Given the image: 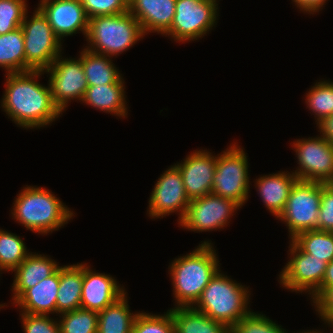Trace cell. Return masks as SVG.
I'll return each instance as SVG.
<instances>
[{
	"instance_id": "6",
	"label": "cell",
	"mask_w": 333,
	"mask_h": 333,
	"mask_svg": "<svg viewBox=\"0 0 333 333\" xmlns=\"http://www.w3.org/2000/svg\"><path fill=\"white\" fill-rule=\"evenodd\" d=\"M236 142L217 154L211 193L233 200L242 207L249 198L248 156Z\"/></svg>"
},
{
	"instance_id": "29",
	"label": "cell",
	"mask_w": 333,
	"mask_h": 333,
	"mask_svg": "<svg viewBox=\"0 0 333 333\" xmlns=\"http://www.w3.org/2000/svg\"><path fill=\"white\" fill-rule=\"evenodd\" d=\"M30 253L20 236L0 229L1 271H14Z\"/></svg>"
},
{
	"instance_id": "10",
	"label": "cell",
	"mask_w": 333,
	"mask_h": 333,
	"mask_svg": "<svg viewBox=\"0 0 333 333\" xmlns=\"http://www.w3.org/2000/svg\"><path fill=\"white\" fill-rule=\"evenodd\" d=\"M44 73H50L47 83L51 88L53 102L61 113L71 100L82 102L88 83L80 57L63 58L60 54Z\"/></svg>"
},
{
	"instance_id": "23",
	"label": "cell",
	"mask_w": 333,
	"mask_h": 333,
	"mask_svg": "<svg viewBox=\"0 0 333 333\" xmlns=\"http://www.w3.org/2000/svg\"><path fill=\"white\" fill-rule=\"evenodd\" d=\"M83 286V263L59 267V288L57 293V315L79 309Z\"/></svg>"
},
{
	"instance_id": "42",
	"label": "cell",
	"mask_w": 333,
	"mask_h": 333,
	"mask_svg": "<svg viewBox=\"0 0 333 333\" xmlns=\"http://www.w3.org/2000/svg\"><path fill=\"white\" fill-rule=\"evenodd\" d=\"M326 186L333 191V177L326 183Z\"/></svg>"
},
{
	"instance_id": "20",
	"label": "cell",
	"mask_w": 333,
	"mask_h": 333,
	"mask_svg": "<svg viewBox=\"0 0 333 333\" xmlns=\"http://www.w3.org/2000/svg\"><path fill=\"white\" fill-rule=\"evenodd\" d=\"M57 263L47 255L31 252L13 271L12 300L15 302L27 289L51 276L60 267Z\"/></svg>"
},
{
	"instance_id": "26",
	"label": "cell",
	"mask_w": 333,
	"mask_h": 333,
	"mask_svg": "<svg viewBox=\"0 0 333 333\" xmlns=\"http://www.w3.org/2000/svg\"><path fill=\"white\" fill-rule=\"evenodd\" d=\"M78 57L82 60L88 86L113 84L122 76L111 60L112 57L94 53L87 48H83Z\"/></svg>"
},
{
	"instance_id": "43",
	"label": "cell",
	"mask_w": 333,
	"mask_h": 333,
	"mask_svg": "<svg viewBox=\"0 0 333 333\" xmlns=\"http://www.w3.org/2000/svg\"><path fill=\"white\" fill-rule=\"evenodd\" d=\"M299 333H323L321 330H307V331H303V332H299Z\"/></svg>"
},
{
	"instance_id": "39",
	"label": "cell",
	"mask_w": 333,
	"mask_h": 333,
	"mask_svg": "<svg viewBox=\"0 0 333 333\" xmlns=\"http://www.w3.org/2000/svg\"><path fill=\"white\" fill-rule=\"evenodd\" d=\"M295 6L300 9L301 12L306 14H316L323 9V5L328 0H292Z\"/></svg>"
},
{
	"instance_id": "27",
	"label": "cell",
	"mask_w": 333,
	"mask_h": 333,
	"mask_svg": "<svg viewBox=\"0 0 333 333\" xmlns=\"http://www.w3.org/2000/svg\"><path fill=\"white\" fill-rule=\"evenodd\" d=\"M0 67L6 73L26 72L24 35L21 27L0 35Z\"/></svg>"
},
{
	"instance_id": "36",
	"label": "cell",
	"mask_w": 333,
	"mask_h": 333,
	"mask_svg": "<svg viewBox=\"0 0 333 333\" xmlns=\"http://www.w3.org/2000/svg\"><path fill=\"white\" fill-rule=\"evenodd\" d=\"M24 333H60L59 323L49 315L20 313Z\"/></svg>"
},
{
	"instance_id": "34",
	"label": "cell",
	"mask_w": 333,
	"mask_h": 333,
	"mask_svg": "<svg viewBox=\"0 0 333 333\" xmlns=\"http://www.w3.org/2000/svg\"><path fill=\"white\" fill-rule=\"evenodd\" d=\"M27 7L26 0H0V35L21 27Z\"/></svg>"
},
{
	"instance_id": "7",
	"label": "cell",
	"mask_w": 333,
	"mask_h": 333,
	"mask_svg": "<svg viewBox=\"0 0 333 333\" xmlns=\"http://www.w3.org/2000/svg\"><path fill=\"white\" fill-rule=\"evenodd\" d=\"M28 11L21 24L24 35L26 72L46 70L62 54V41L54 33L46 16L37 7L28 18Z\"/></svg>"
},
{
	"instance_id": "37",
	"label": "cell",
	"mask_w": 333,
	"mask_h": 333,
	"mask_svg": "<svg viewBox=\"0 0 333 333\" xmlns=\"http://www.w3.org/2000/svg\"><path fill=\"white\" fill-rule=\"evenodd\" d=\"M317 230L333 232V191L322 183Z\"/></svg>"
},
{
	"instance_id": "2",
	"label": "cell",
	"mask_w": 333,
	"mask_h": 333,
	"mask_svg": "<svg viewBox=\"0 0 333 333\" xmlns=\"http://www.w3.org/2000/svg\"><path fill=\"white\" fill-rule=\"evenodd\" d=\"M213 243L203 241L197 248L175 258L168 266L172 280L175 307H192L205 287L220 270Z\"/></svg>"
},
{
	"instance_id": "1",
	"label": "cell",
	"mask_w": 333,
	"mask_h": 333,
	"mask_svg": "<svg viewBox=\"0 0 333 333\" xmlns=\"http://www.w3.org/2000/svg\"><path fill=\"white\" fill-rule=\"evenodd\" d=\"M42 74L44 70L6 74L0 103L18 127L31 130L45 127L61 117V111L53 102L50 85L43 86L37 81Z\"/></svg>"
},
{
	"instance_id": "44",
	"label": "cell",
	"mask_w": 333,
	"mask_h": 333,
	"mask_svg": "<svg viewBox=\"0 0 333 333\" xmlns=\"http://www.w3.org/2000/svg\"><path fill=\"white\" fill-rule=\"evenodd\" d=\"M0 273L2 274L1 270H0ZM5 306H7V305H5V303H4V304H0V308H1V309H2L3 307H5Z\"/></svg>"
},
{
	"instance_id": "15",
	"label": "cell",
	"mask_w": 333,
	"mask_h": 333,
	"mask_svg": "<svg viewBox=\"0 0 333 333\" xmlns=\"http://www.w3.org/2000/svg\"><path fill=\"white\" fill-rule=\"evenodd\" d=\"M217 155L208 150H194L176 163L179 168L189 200L201 198L211 193Z\"/></svg>"
},
{
	"instance_id": "33",
	"label": "cell",
	"mask_w": 333,
	"mask_h": 333,
	"mask_svg": "<svg viewBox=\"0 0 333 333\" xmlns=\"http://www.w3.org/2000/svg\"><path fill=\"white\" fill-rule=\"evenodd\" d=\"M132 333H175L170 310L161 315L139 312Z\"/></svg>"
},
{
	"instance_id": "16",
	"label": "cell",
	"mask_w": 333,
	"mask_h": 333,
	"mask_svg": "<svg viewBox=\"0 0 333 333\" xmlns=\"http://www.w3.org/2000/svg\"><path fill=\"white\" fill-rule=\"evenodd\" d=\"M38 8L61 41L79 31L86 38L89 18L80 0H40Z\"/></svg>"
},
{
	"instance_id": "28",
	"label": "cell",
	"mask_w": 333,
	"mask_h": 333,
	"mask_svg": "<svg viewBox=\"0 0 333 333\" xmlns=\"http://www.w3.org/2000/svg\"><path fill=\"white\" fill-rule=\"evenodd\" d=\"M302 251L330 263L333 260V232L310 230L291 239Z\"/></svg>"
},
{
	"instance_id": "8",
	"label": "cell",
	"mask_w": 333,
	"mask_h": 333,
	"mask_svg": "<svg viewBox=\"0 0 333 333\" xmlns=\"http://www.w3.org/2000/svg\"><path fill=\"white\" fill-rule=\"evenodd\" d=\"M322 183L297 179L284 210L277 218L288 228L290 240L297 234L317 229Z\"/></svg>"
},
{
	"instance_id": "13",
	"label": "cell",
	"mask_w": 333,
	"mask_h": 333,
	"mask_svg": "<svg viewBox=\"0 0 333 333\" xmlns=\"http://www.w3.org/2000/svg\"><path fill=\"white\" fill-rule=\"evenodd\" d=\"M239 208L241 207L233 200L210 193L190 200L186 214L179 225L197 233L224 229L234 216L233 213Z\"/></svg>"
},
{
	"instance_id": "17",
	"label": "cell",
	"mask_w": 333,
	"mask_h": 333,
	"mask_svg": "<svg viewBox=\"0 0 333 333\" xmlns=\"http://www.w3.org/2000/svg\"><path fill=\"white\" fill-rule=\"evenodd\" d=\"M117 282L112 275L93 271L85 262L80 308L99 313L116 302L127 293Z\"/></svg>"
},
{
	"instance_id": "25",
	"label": "cell",
	"mask_w": 333,
	"mask_h": 333,
	"mask_svg": "<svg viewBox=\"0 0 333 333\" xmlns=\"http://www.w3.org/2000/svg\"><path fill=\"white\" fill-rule=\"evenodd\" d=\"M139 312H131L125 293L116 302L98 313L97 333H132Z\"/></svg>"
},
{
	"instance_id": "18",
	"label": "cell",
	"mask_w": 333,
	"mask_h": 333,
	"mask_svg": "<svg viewBox=\"0 0 333 333\" xmlns=\"http://www.w3.org/2000/svg\"><path fill=\"white\" fill-rule=\"evenodd\" d=\"M176 0H129V12L139 21L144 35H163L171 26Z\"/></svg>"
},
{
	"instance_id": "35",
	"label": "cell",
	"mask_w": 333,
	"mask_h": 333,
	"mask_svg": "<svg viewBox=\"0 0 333 333\" xmlns=\"http://www.w3.org/2000/svg\"><path fill=\"white\" fill-rule=\"evenodd\" d=\"M87 17L116 15L129 11V0H80Z\"/></svg>"
},
{
	"instance_id": "38",
	"label": "cell",
	"mask_w": 333,
	"mask_h": 333,
	"mask_svg": "<svg viewBox=\"0 0 333 333\" xmlns=\"http://www.w3.org/2000/svg\"><path fill=\"white\" fill-rule=\"evenodd\" d=\"M319 318L330 328L333 327V286L326 289L313 304Z\"/></svg>"
},
{
	"instance_id": "31",
	"label": "cell",
	"mask_w": 333,
	"mask_h": 333,
	"mask_svg": "<svg viewBox=\"0 0 333 333\" xmlns=\"http://www.w3.org/2000/svg\"><path fill=\"white\" fill-rule=\"evenodd\" d=\"M60 333H97L98 312L75 309L59 314Z\"/></svg>"
},
{
	"instance_id": "22",
	"label": "cell",
	"mask_w": 333,
	"mask_h": 333,
	"mask_svg": "<svg viewBox=\"0 0 333 333\" xmlns=\"http://www.w3.org/2000/svg\"><path fill=\"white\" fill-rule=\"evenodd\" d=\"M123 79L121 76L113 84L88 86L82 103L114 116L125 118L128 115V107Z\"/></svg>"
},
{
	"instance_id": "30",
	"label": "cell",
	"mask_w": 333,
	"mask_h": 333,
	"mask_svg": "<svg viewBox=\"0 0 333 333\" xmlns=\"http://www.w3.org/2000/svg\"><path fill=\"white\" fill-rule=\"evenodd\" d=\"M306 94V108L312 111L316 124L333 114V82L319 81L314 83Z\"/></svg>"
},
{
	"instance_id": "19",
	"label": "cell",
	"mask_w": 333,
	"mask_h": 333,
	"mask_svg": "<svg viewBox=\"0 0 333 333\" xmlns=\"http://www.w3.org/2000/svg\"><path fill=\"white\" fill-rule=\"evenodd\" d=\"M59 288V268L34 287L27 289L15 302L21 313L32 315L57 314V293Z\"/></svg>"
},
{
	"instance_id": "32",
	"label": "cell",
	"mask_w": 333,
	"mask_h": 333,
	"mask_svg": "<svg viewBox=\"0 0 333 333\" xmlns=\"http://www.w3.org/2000/svg\"><path fill=\"white\" fill-rule=\"evenodd\" d=\"M262 313L250 312L230 328V333H288Z\"/></svg>"
},
{
	"instance_id": "3",
	"label": "cell",
	"mask_w": 333,
	"mask_h": 333,
	"mask_svg": "<svg viewBox=\"0 0 333 333\" xmlns=\"http://www.w3.org/2000/svg\"><path fill=\"white\" fill-rule=\"evenodd\" d=\"M13 204L12 219L41 235L58 231L75 216L52 191L44 187L26 185Z\"/></svg>"
},
{
	"instance_id": "5",
	"label": "cell",
	"mask_w": 333,
	"mask_h": 333,
	"mask_svg": "<svg viewBox=\"0 0 333 333\" xmlns=\"http://www.w3.org/2000/svg\"><path fill=\"white\" fill-rule=\"evenodd\" d=\"M139 21L128 11L89 19L86 41L89 51L119 56L144 37Z\"/></svg>"
},
{
	"instance_id": "14",
	"label": "cell",
	"mask_w": 333,
	"mask_h": 333,
	"mask_svg": "<svg viewBox=\"0 0 333 333\" xmlns=\"http://www.w3.org/2000/svg\"><path fill=\"white\" fill-rule=\"evenodd\" d=\"M189 203L181 172L174 164L160 175L154 185L147 213L152 219H161V217L178 212L179 223L184 218Z\"/></svg>"
},
{
	"instance_id": "24",
	"label": "cell",
	"mask_w": 333,
	"mask_h": 333,
	"mask_svg": "<svg viewBox=\"0 0 333 333\" xmlns=\"http://www.w3.org/2000/svg\"><path fill=\"white\" fill-rule=\"evenodd\" d=\"M172 315L175 333H230V328L217 322L192 307H173Z\"/></svg>"
},
{
	"instance_id": "40",
	"label": "cell",
	"mask_w": 333,
	"mask_h": 333,
	"mask_svg": "<svg viewBox=\"0 0 333 333\" xmlns=\"http://www.w3.org/2000/svg\"><path fill=\"white\" fill-rule=\"evenodd\" d=\"M333 286V260L327 264L321 286L310 296L312 303L328 288Z\"/></svg>"
},
{
	"instance_id": "9",
	"label": "cell",
	"mask_w": 333,
	"mask_h": 333,
	"mask_svg": "<svg viewBox=\"0 0 333 333\" xmlns=\"http://www.w3.org/2000/svg\"><path fill=\"white\" fill-rule=\"evenodd\" d=\"M218 0H176L170 28L163 34L175 42L196 41L215 27ZM196 39V40H195Z\"/></svg>"
},
{
	"instance_id": "12",
	"label": "cell",
	"mask_w": 333,
	"mask_h": 333,
	"mask_svg": "<svg viewBox=\"0 0 333 333\" xmlns=\"http://www.w3.org/2000/svg\"><path fill=\"white\" fill-rule=\"evenodd\" d=\"M292 148L296 153L297 179L327 183L333 177V145L320 136L297 139Z\"/></svg>"
},
{
	"instance_id": "41",
	"label": "cell",
	"mask_w": 333,
	"mask_h": 333,
	"mask_svg": "<svg viewBox=\"0 0 333 333\" xmlns=\"http://www.w3.org/2000/svg\"><path fill=\"white\" fill-rule=\"evenodd\" d=\"M317 126L318 132L333 145V114L325 117Z\"/></svg>"
},
{
	"instance_id": "11",
	"label": "cell",
	"mask_w": 333,
	"mask_h": 333,
	"mask_svg": "<svg viewBox=\"0 0 333 333\" xmlns=\"http://www.w3.org/2000/svg\"><path fill=\"white\" fill-rule=\"evenodd\" d=\"M289 244L291 256L278 275L279 283L287 290L311 296L321 286L328 263L302 251L292 240Z\"/></svg>"
},
{
	"instance_id": "4",
	"label": "cell",
	"mask_w": 333,
	"mask_h": 333,
	"mask_svg": "<svg viewBox=\"0 0 333 333\" xmlns=\"http://www.w3.org/2000/svg\"><path fill=\"white\" fill-rule=\"evenodd\" d=\"M249 293L248 287L219 270L192 308L231 328L251 312Z\"/></svg>"
},
{
	"instance_id": "21",
	"label": "cell",
	"mask_w": 333,
	"mask_h": 333,
	"mask_svg": "<svg viewBox=\"0 0 333 333\" xmlns=\"http://www.w3.org/2000/svg\"><path fill=\"white\" fill-rule=\"evenodd\" d=\"M297 177L293 172L279 171L269 175H263L255 180V188L267 210L276 217L284 210L290 190Z\"/></svg>"
}]
</instances>
